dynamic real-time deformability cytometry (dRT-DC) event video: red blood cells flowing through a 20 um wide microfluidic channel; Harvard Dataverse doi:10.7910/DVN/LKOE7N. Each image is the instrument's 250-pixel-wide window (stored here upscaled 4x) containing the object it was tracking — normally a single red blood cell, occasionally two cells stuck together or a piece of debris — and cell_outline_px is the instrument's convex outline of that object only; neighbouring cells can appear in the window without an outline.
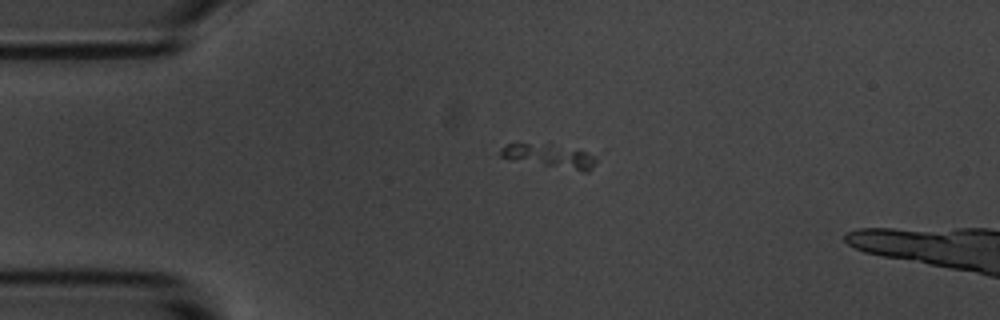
{"species": "common noctule bat (a hibernating species)", "species_latin": "Nyctalus noctula", "temperature_condition": "room temperature", "stored_images_in_passage": 3, "camera_frame_rate_fps": 3000, "um_per_image_px": 0.085, "animal": {"sex": "male", "body_mass_g": 20.1, "forearm_length_mm": 53.5}, "frame": {"image": 1, "passage_image": 2, "time_ms": 1.333, "image_size_px": [1000, 320], "cell_outline_px": [[600, 152], [592, 168], [588, 172], [580, 172], [500, 156], [500, 148], [508, 144], [552, 144]], "centroid_in_image_um": [46.95, 13.25], "position_along_channel_um": 38.1, "area_um2": 13.35}}